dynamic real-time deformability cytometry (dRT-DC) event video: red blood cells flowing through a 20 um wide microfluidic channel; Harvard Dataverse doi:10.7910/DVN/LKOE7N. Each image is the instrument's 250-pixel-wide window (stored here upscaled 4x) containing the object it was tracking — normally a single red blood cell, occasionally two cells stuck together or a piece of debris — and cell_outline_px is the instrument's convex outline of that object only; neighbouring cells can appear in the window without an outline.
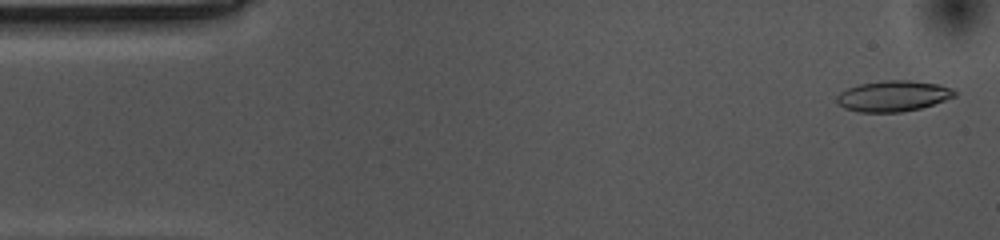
{"species": "common noctule bat (a hibernating species)", "species_latin": "Nyctalus noctula", "temperature_condition": "cold", "stored_images_in_passage": 55, "camera_frame_rate_fps": 3000, "um_per_image_px": 0.085, "animal": {"sex": "female", "body_mass_g": 10.0, "forearm_length_mm": 53.1}, "frame": {"image": 1, "passage_image": 2, "time_ms": 0.333, "image_size_px": [1000, 240], "cell_outline_px": [[956, 96], [920, 108], [900, 112], [860, 112], [844, 108], [836, 100], [836, 96], [840, 92], [848, 88], [860, 84], [880, 80], [908, 80], [940, 84], [952, 88], [956, 92]], "centroid_in_image_um": [75.92, 8.15], "position_along_channel_um": 9.1, "area_um2": 21.1}}
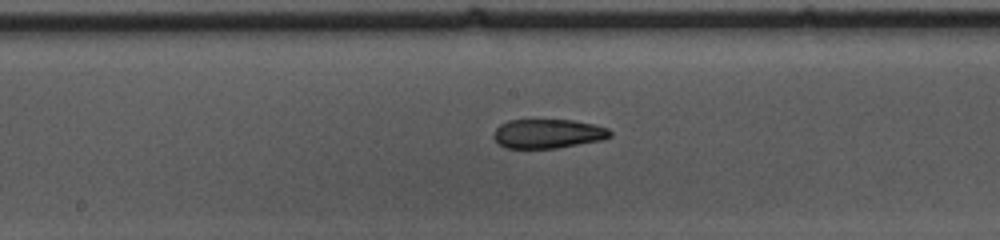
{"frame": {"image": 2, "passage_image": 27, "time_ms": 8.667, "image_size_px": [1000, 240], "cell_outline_px": [[612, 136], [604, 140], [556, 148], [504, 148], [492, 136], [496, 128], [500, 124], [508, 120], [572, 120], [592, 124], [608, 128], [612, 132]], "centroid_in_image_um": [46.58, 11.36], "position_along_channel_um": 201.6, "area_um2": 19.88}}
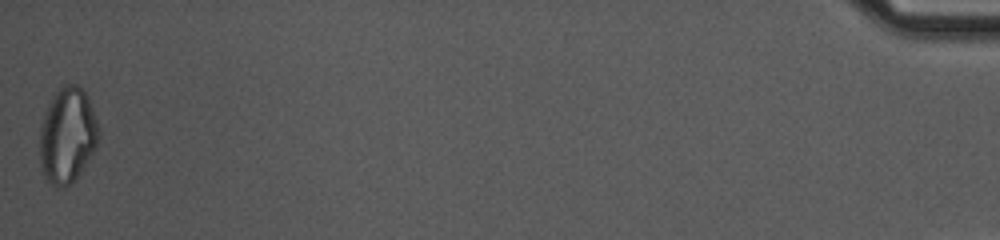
{"frame": {"image": 3, "passage_image": 55, "time_ms": 18.0, "image_size_px": [1000, 240], "cell_outline_px": [[100, 136], [96, 148], [80, 172], [64, 188], [56, 188], [44, 180], [40, 164], [40, 128], [44, 112], [52, 96], [64, 84], [76, 84], [88, 96], [100, 132]], "centroid_in_image_um": [5.71, 11.52], "position_along_channel_um": 429.5, "area_um2": 32.95}, "authors_computed_cell_mechanics": {"area_um2": 21.2704, "velocity_mm_per_s": 3.5419, "shape_relaxation_time_tau1_ms": 10.1929, "shape_relaxation_time_tau2_ms": 3.9707, "deformation_change_tau1": 0.2373, "deformation_change_tau2": 0.1244}}